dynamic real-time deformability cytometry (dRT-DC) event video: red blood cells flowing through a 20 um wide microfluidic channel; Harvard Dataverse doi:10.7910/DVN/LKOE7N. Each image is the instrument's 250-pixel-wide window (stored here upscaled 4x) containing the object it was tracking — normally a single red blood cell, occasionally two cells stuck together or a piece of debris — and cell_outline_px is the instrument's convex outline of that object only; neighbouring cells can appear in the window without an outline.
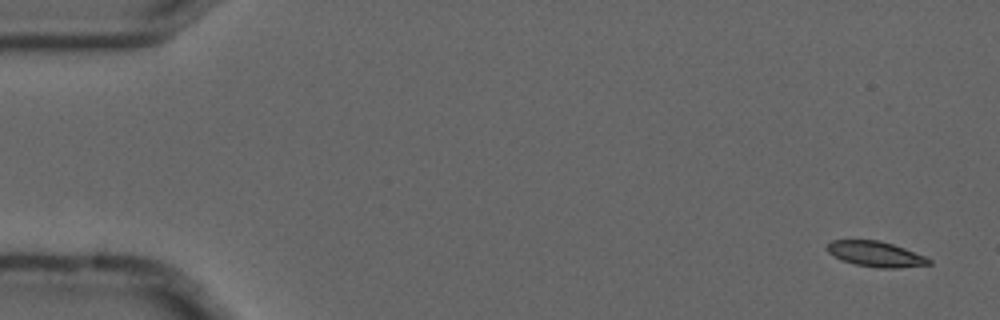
{"species": "common noctule bat (a hibernating species)", "species_latin": "Nyctalus noctula", "temperature_condition": "cold", "stored_images_in_passage": 4, "camera_frame_rate_fps": 3000, "um_per_image_px": 0.085, "animal": {"sex": "male", "forearm_length_mm": 52.5}, "frame": {"image": 1, "passage_image": 1, "time_ms": 0.0, "image_size_px": [1000, 320], "cell_outline_px": [[932, 264], [896, 268], [880, 268], [856, 264], [840, 260], [828, 252], [828, 244], [832, 240], [880, 240], [904, 248], [924, 256], [932, 260]], "centroid_in_image_um": [74.44, 21.59], "position_along_channel_um": 10.6, "area_um2": 14.91}}